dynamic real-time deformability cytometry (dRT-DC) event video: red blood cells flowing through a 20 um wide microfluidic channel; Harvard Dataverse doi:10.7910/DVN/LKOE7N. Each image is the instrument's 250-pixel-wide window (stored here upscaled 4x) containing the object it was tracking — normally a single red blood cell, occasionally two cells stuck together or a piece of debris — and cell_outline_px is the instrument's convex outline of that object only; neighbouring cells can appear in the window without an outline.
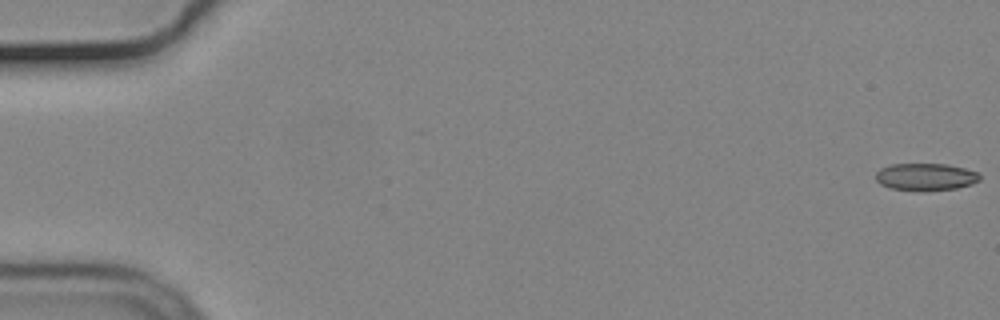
{"species": "common noctule bat (a hibernating species)", "species_latin": "Nyctalus noctula", "temperature_condition": "cold", "stored_images_in_passage": 56, "camera_frame_rate_fps": 3000, "um_per_image_px": 0.085, "animal": {"sex": "male", "body_mass_g": 19.2, "forearm_length_mm": 51.8}, "frame": {"image": 1, "passage_image": 1, "time_ms": 0.0, "image_size_px": [1000, 320], "cell_outline_px": [[980, 180], [972, 184], [956, 188], [924, 192], [920, 192], [888, 188], [880, 184], [876, 180], [876, 172], [880, 168], [888, 164], [944, 164], [964, 168], [976, 172], [980, 176]], "centroid_in_image_um": [78.63, 15.05], "position_along_channel_um": 6.4, "area_um2": 16.82}}
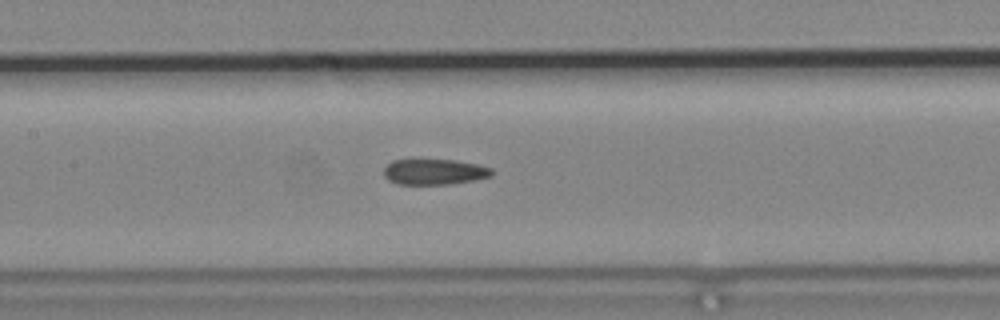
{"frame": {"image": 2, "passage_image": 27, "time_ms": 8.667, "image_size_px": [1000, 320], "cell_outline_px": [[492, 176], [476, 180], [452, 184], [396, 184], [388, 180], [384, 176], [384, 168], [392, 160], [456, 160], [476, 164], [492, 168]], "centroid_in_image_um": [36.92, 14.61], "position_along_channel_um": 170.5, "area_um2": 16.18}}
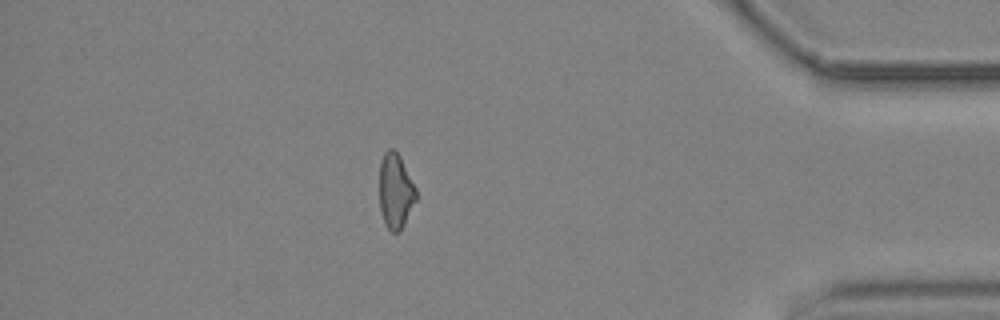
{"frame": {"image": 3, "passage_image": 49, "time_ms": 16.0, "image_size_px": [1000, 320], "cell_outline_px": [[416, 200], [400, 232], [392, 232], [388, 228], [384, 220], [380, 208], [380, 164], [384, 152], [388, 148], [392, 148], [400, 156], [416, 188]], "centroid_in_image_um": [33.62, 16.23], "position_along_channel_um": 401.6, "area_um2": 15.84}, "authors_computed_cell_mechanics": {"area_um2": 16.9065, "velocity_mm_per_s": 3.7032, "shape_relaxation_time_tau1_ms": null, "shape_relaxation_time_tau2_ms": 4.4734, "deformation_change_tau1": null, "deformation_change_tau2": 0.1198}}